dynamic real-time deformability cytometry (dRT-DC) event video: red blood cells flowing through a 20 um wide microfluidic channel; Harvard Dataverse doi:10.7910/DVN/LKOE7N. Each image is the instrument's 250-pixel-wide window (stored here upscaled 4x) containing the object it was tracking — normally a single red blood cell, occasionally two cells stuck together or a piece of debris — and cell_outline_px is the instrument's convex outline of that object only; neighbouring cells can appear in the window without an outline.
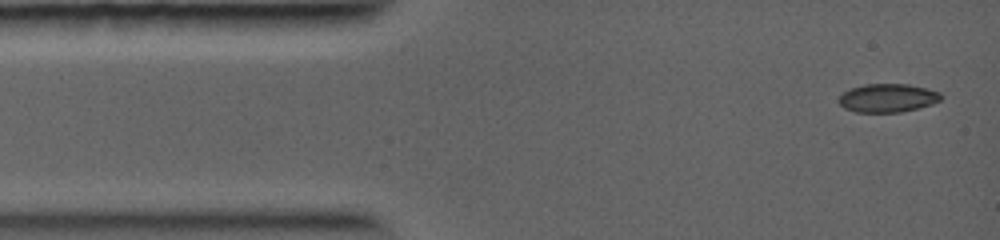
{"species": "common noctule bat (a hibernating species)", "species_latin": "Nyctalus noctula", "temperature_condition": "warm", "stored_images_in_passage": 35, "camera_frame_rate_fps": 5000, "um_per_image_px": 0.085, "animal": {"sex": "female", "body_mass_g": 19.0, "forearm_length_mm": 56.7}, "frame": {"image": 1, "passage_image": 1, "time_ms": 0.0, "image_size_px": [1000, 240], "cell_outline_px": [[944, 96], [940, 100], [932, 104], [900, 112], [856, 112], [844, 108], [836, 100], [844, 92], [852, 88], [864, 84], [908, 84], [940, 92]], "centroid_in_image_um": [75.44, 8.33], "position_along_channel_um": 9.6, "area_um2": 16.88}}
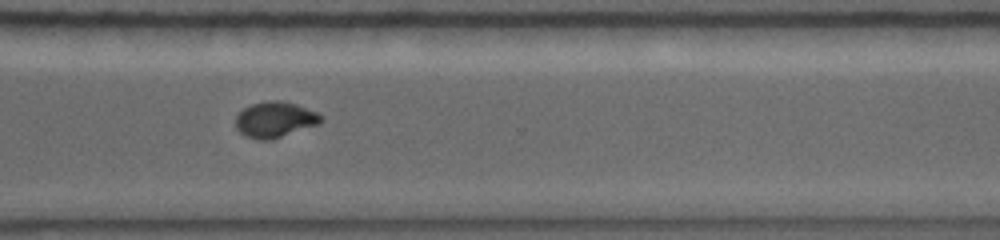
{"frame": {"image": 2, "passage_image": 22, "time_ms": 8.4, "image_size_px": [1000, 240], "cell_outline_px": [[324, 116], [320, 124], [272, 140], [260, 140], [244, 136], [236, 128], [236, 116], [244, 108], [252, 104], [268, 100], [280, 100], [296, 104], [316, 112]], "centroid_in_image_um": [23.39, 10.17], "position_along_channel_um": 347.2, "area_um2": 17.92}}
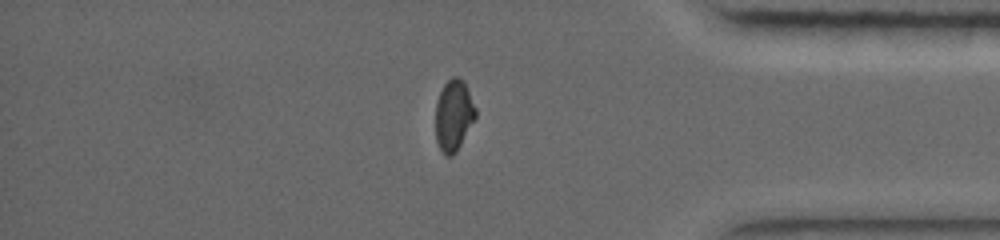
{"frame": {"image": 3, "passage_image": 26, "time_ms": 9.8, "image_size_px": [1000, 240], "cell_outline_px": [[476, 116], [456, 152], [452, 156], [448, 156], [440, 148], [436, 140], [436, 104], [440, 92], [444, 84], [452, 76], [456, 76], [464, 80], [476, 108]], "centroid_in_image_um": [38.57, 9.77], "position_along_channel_um": 396.6, "area_um2": 16.42}}